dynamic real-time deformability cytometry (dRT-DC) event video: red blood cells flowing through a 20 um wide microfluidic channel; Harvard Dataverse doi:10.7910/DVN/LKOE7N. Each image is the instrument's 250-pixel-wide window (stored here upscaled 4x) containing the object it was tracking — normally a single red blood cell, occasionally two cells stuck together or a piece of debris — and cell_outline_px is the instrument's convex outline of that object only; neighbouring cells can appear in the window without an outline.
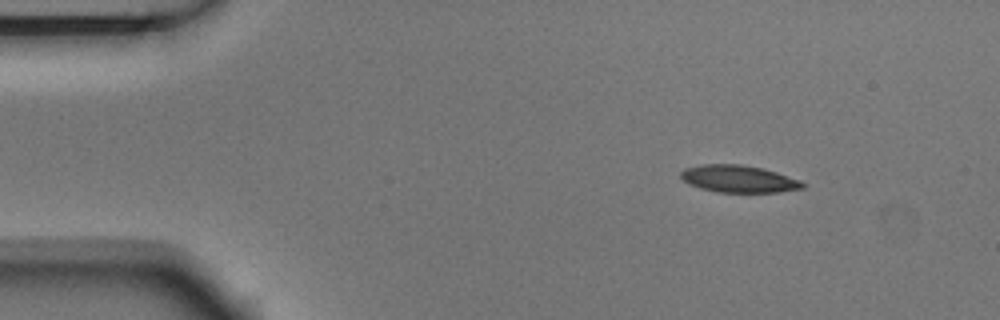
{"species": "Egyptian fruit bat (a non-hibernating species)", "species_latin": "Rousettus aegyptiacus", "temperature_condition": "room temperature", "stored_images_in_passage": 4, "camera_frame_rate_fps": 3000, "um_per_image_px": 0.085, "animal": {"sex": "male"}, "frame": {"image": 1, "passage_image": 1, "time_ms": 0.0, "image_size_px": [1000, 320], "cell_outline_px": [[804, 188], [776, 192], [720, 192], [700, 188], [688, 184], [680, 176], [680, 172], [684, 168], [704, 164], [740, 164], [764, 168], [800, 180], [804, 184]], "centroid_in_image_um": [62.76, 15.19], "position_along_channel_um": 22.2, "area_um2": 19.25}}
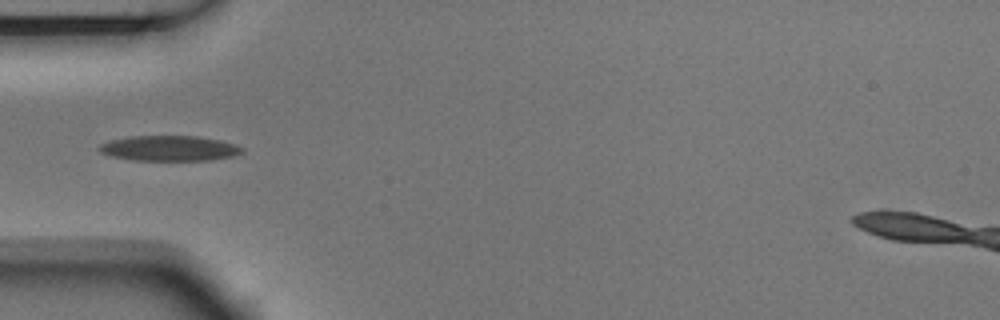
{"frame": {"image": 2, "passage_image": 4, "time_ms": 1.0, "image_size_px": [1000, 320], "cell_outline_px": [[244, 152], [232, 156], [212, 160], [132, 160], [112, 156], [100, 152], [96, 148], [100, 144], [112, 140], [128, 136], [196, 136], [220, 140], [236, 144], [244, 148]], "centroid_in_image_um": [14.4, 12.6], "position_along_channel_um": 70.6, "area_um2": 21.1}}